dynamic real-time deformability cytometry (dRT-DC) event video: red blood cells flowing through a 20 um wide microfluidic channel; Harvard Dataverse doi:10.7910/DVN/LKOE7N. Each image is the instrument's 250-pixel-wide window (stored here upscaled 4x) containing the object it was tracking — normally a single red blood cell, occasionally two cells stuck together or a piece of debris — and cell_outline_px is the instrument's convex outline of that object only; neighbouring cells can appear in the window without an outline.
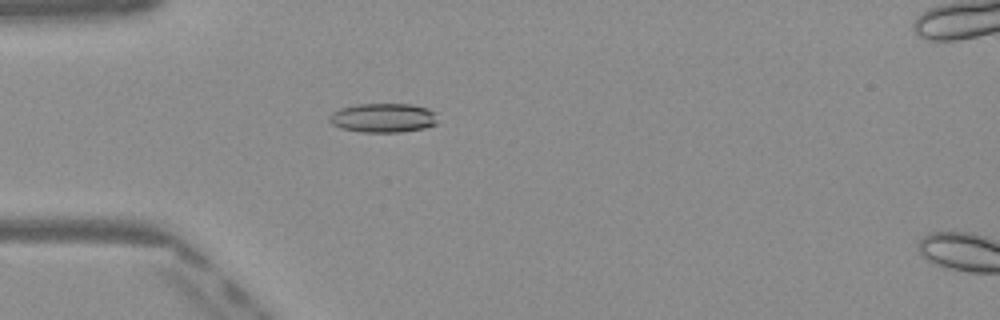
{"species": "Egyptian fruit bat (a non-hibernating species)", "species_latin": "Rousettus aegyptiacus", "temperature_condition": "warm", "stored_images_in_passage": 36, "camera_frame_rate_fps": 3000, "um_per_image_px": 0.085, "frame": {"image": 1, "passage_image": 1, "time_ms": 0.0, "image_size_px": [1000, 320], "cell_outline_px": [[436, 124], [424, 128], [400, 132], [360, 132], [340, 128], [332, 124], [328, 120], [328, 116], [332, 112], [340, 108], [356, 104], [412, 104], [428, 108], [436, 112]], "centroid_in_image_um": [32.55, 10.01], "position_along_channel_um": 52.5, "area_um2": 18.61}}
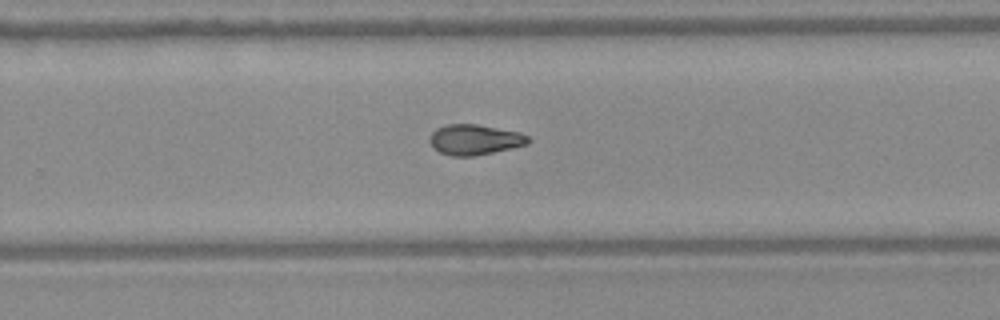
{"frame": {"image": 2, "passage_image": 19, "time_ms": 6.0, "image_size_px": [1000, 320], "cell_outline_px": [[532, 140], [528, 144], [512, 148], [472, 156], [452, 156], [440, 152], [432, 148], [428, 140], [432, 132], [436, 128], [448, 124], [476, 124], [520, 132], [528, 136]], "centroid_in_image_um": [40.34, 11.87], "position_along_channel_um": 289.5, "area_um2": 17.51}}
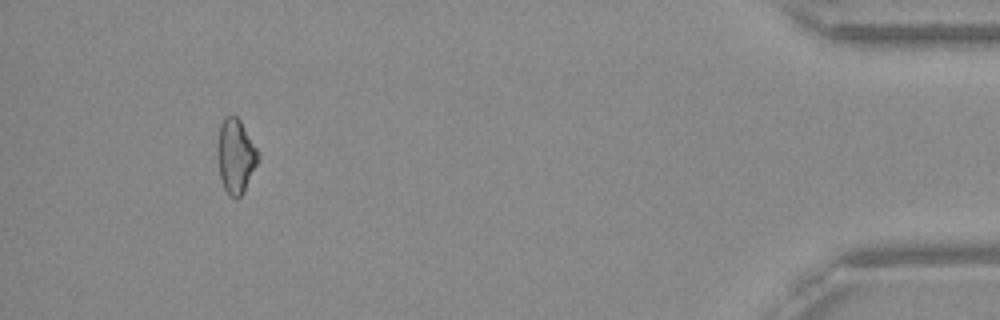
{"frame": {"image": 3, "passage_image": 33, "time_ms": 10.667, "image_size_px": [1000, 320], "cell_outline_px": [[260, 156], [244, 192], [236, 200], [228, 196], [224, 188], [220, 176], [216, 156], [216, 148], [220, 124], [224, 116], [236, 116], [240, 120], [256, 148]], "centroid_in_image_um": [20.0, 13.29], "position_along_channel_um": 415.2, "area_um2": 17.74}, "authors_computed_cell_mechanics": {"area_um2": 17.5134, "velocity_mm_per_s": 4.0976, "shape_relaxation_time_tau1_ms": null, "shape_relaxation_time_tau2_ms": 3.6268, "deformation_change_tau1": null, "deformation_change_tau2": 0.1006}}